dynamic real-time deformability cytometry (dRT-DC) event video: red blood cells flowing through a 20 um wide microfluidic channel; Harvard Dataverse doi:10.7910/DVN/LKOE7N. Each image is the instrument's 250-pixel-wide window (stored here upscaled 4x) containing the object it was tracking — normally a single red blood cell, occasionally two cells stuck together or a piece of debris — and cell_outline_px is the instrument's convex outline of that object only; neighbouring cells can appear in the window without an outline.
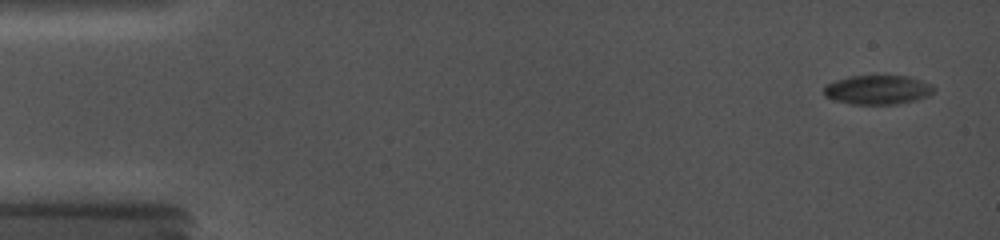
{"species": "common noctule bat (a hibernating species)", "species_latin": "Nyctalus noctula", "temperature_condition": "cold", "stored_images_in_passage": 46, "camera_frame_rate_fps": 5000, "um_per_image_px": 0.085, "animal": {"sex": "female", "body_mass_g": 19.0, "forearm_length_mm": 56.7}, "frame": {"image": 1, "passage_image": 2, "time_ms": 0.4, "image_size_px": [1000, 240], "cell_outline_px": [[936, 88], [928, 96], [916, 100], [896, 104], [852, 104], [836, 100], [824, 96], [824, 84], [848, 76], [908, 76], [932, 84]], "centroid_in_image_um": [74.6, 7.63], "position_along_channel_um": 10.4, "area_um2": 18.73}}
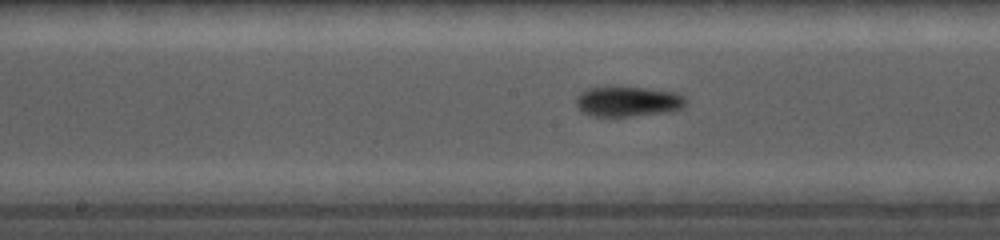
{"frame": {"image": 2, "passage_image": 24, "time_ms": 8.8, "image_size_px": [1000, 240], "cell_outline_px": [[684, 108], [672, 112], [628, 116], [592, 116], [584, 112], [576, 104], [576, 96], [580, 92], [588, 88], [644, 88], [676, 92], [684, 96]], "centroid_in_image_um": [53.4, 8.64], "position_along_channel_um": 194.8, "area_um2": 19.02}}
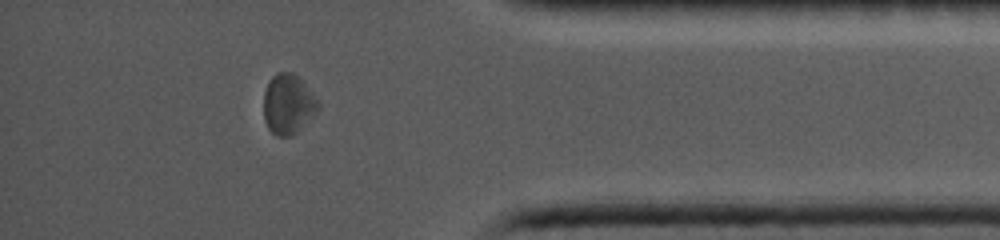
{"frame": {"image": 3, "passage_image": 41, "time_ms": 14.8, "image_size_px": [1000, 240], "cell_outline_px": [[320, 108], [296, 132], [288, 136], [276, 136], [268, 128], [264, 120], [264, 92], [272, 76], [276, 72], [292, 72], [316, 96], [320, 104]], "centroid_in_image_um": [24.48, 8.85], "position_along_channel_um": 410.7, "area_um2": 18.79}}